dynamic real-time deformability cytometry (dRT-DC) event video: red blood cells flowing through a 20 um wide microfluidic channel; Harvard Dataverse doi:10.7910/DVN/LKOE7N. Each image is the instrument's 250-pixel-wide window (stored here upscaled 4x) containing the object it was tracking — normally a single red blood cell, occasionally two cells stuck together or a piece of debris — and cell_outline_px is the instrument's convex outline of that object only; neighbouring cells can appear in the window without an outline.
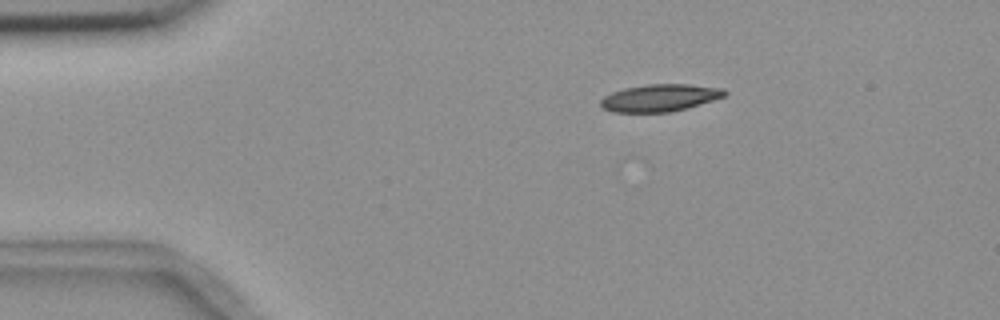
{"species": "common noctule bat (a hibernating species)", "species_latin": "Nyctalus noctula", "temperature_condition": "room temperature", "stored_images_in_passage": 6, "camera_frame_rate_fps": 3000, "um_per_image_px": 0.085, "animal": {"sex": "female", "body_mass_g": 18.4}, "frame": {"image": 1, "passage_image": 3, "time_ms": 3.0, "image_size_px": [1000, 320], "cell_outline_px": [[728, 92], [724, 96], [688, 108], [672, 112], [612, 112], [600, 108], [600, 100], [604, 96], [612, 92], [624, 88], [648, 84], [688, 84], [724, 88]], "centroid_in_image_um": [56.06, 8.32], "position_along_channel_um": 28.9, "area_um2": 19.83}}